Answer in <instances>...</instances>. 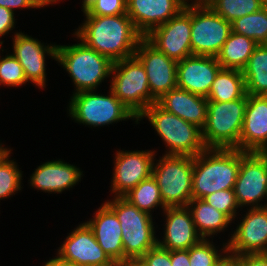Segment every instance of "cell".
Listing matches in <instances>:
<instances>
[{
    "mask_svg": "<svg viewBox=\"0 0 267 266\" xmlns=\"http://www.w3.org/2000/svg\"><path fill=\"white\" fill-rule=\"evenodd\" d=\"M209 6L229 22L263 8L260 0H214Z\"/></svg>",
    "mask_w": 267,
    "mask_h": 266,
    "instance_id": "obj_33",
    "label": "cell"
},
{
    "mask_svg": "<svg viewBox=\"0 0 267 266\" xmlns=\"http://www.w3.org/2000/svg\"><path fill=\"white\" fill-rule=\"evenodd\" d=\"M127 0H95L84 11L85 16H115L127 14Z\"/></svg>",
    "mask_w": 267,
    "mask_h": 266,
    "instance_id": "obj_36",
    "label": "cell"
},
{
    "mask_svg": "<svg viewBox=\"0 0 267 266\" xmlns=\"http://www.w3.org/2000/svg\"><path fill=\"white\" fill-rule=\"evenodd\" d=\"M3 43L4 41L0 40V49L4 52V49L1 48ZM7 54L3 58L0 56V85L18 87L26 84L28 81L23 67L12 54Z\"/></svg>",
    "mask_w": 267,
    "mask_h": 266,
    "instance_id": "obj_34",
    "label": "cell"
},
{
    "mask_svg": "<svg viewBox=\"0 0 267 266\" xmlns=\"http://www.w3.org/2000/svg\"><path fill=\"white\" fill-rule=\"evenodd\" d=\"M232 32L253 39L258 45L267 44V8L231 22Z\"/></svg>",
    "mask_w": 267,
    "mask_h": 266,
    "instance_id": "obj_30",
    "label": "cell"
},
{
    "mask_svg": "<svg viewBox=\"0 0 267 266\" xmlns=\"http://www.w3.org/2000/svg\"><path fill=\"white\" fill-rule=\"evenodd\" d=\"M127 15L137 31L147 36L156 27L168 22L186 5L185 0H127Z\"/></svg>",
    "mask_w": 267,
    "mask_h": 266,
    "instance_id": "obj_18",
    "label": "cell"
},
{
    "mask_svg": "<svg viewBox=\"0 0 267 266\" xmlns=\"http://www.w3.org/2000/svg\"><path fill=\"white\" fill-rule=\"evenodd\" d=\"M68 114L75 122L85 126L102 127L137 116L127 108L109 89V95L96 93V90L81 91L72 94Z\"/></svg>",
    "mask_w": 267,
    "mask_h": 266,
    "instance_id": "obj_7",
    "label": "cell"
},
{
    "mask_svg": "<svg viewBox=\"0 0 267 266\" xmlns=\"http://www.w3.org/2000/svg\"><path fill=\"white\" fill-rule=\"evenodd\" d=\"M219 266H237V261L235 258L228 257L224 262H222Z\"/></svg>",
    "mask_w": 267,
    "mask_h": 266,
    "instance_id": "obj_45",
    "label": "cell"
},
{
    "mask_svg": "<svg viewBox=\"0 0 267 266\" xmlns=\"http://www.w3.org/2000/svg\"><path fill=\"white\" fill-rule=\"evenodd\" d=\"M234 194L241 209L266 207L267 161L259 152L241 151V164L234 185Z\"/></svg>",
    "mask_w": 267,
    "mask_h": 266,
    "instance_id": "obj_12",
    "label": "cell"
},
{
    "mask_svg": "<svg viewBox=\"0 0 267 266\" xmlns=\"http://www.w3.org/2000/svg\"><path fill=\"white\" fill-rule=\"evenodd\" d=\"M226 21L210 6L191 3V49L193 55L217 56L231 33Z\"/></svg>",
    "mask_w": 267,
    "mask_h": 266,
    "instance_id": "obj_10",
    "label": "cell"
},
{
    "mask_svg": "<svg viewBox=\"0 0 267 266\" xmlns=\"http://www.w3.org/2000/svg\"><path fill=\"white\" fill-rule=\"evenodd\" d=\"M165 214V228L162 240L158 238V245L169 251L188 250L197 244L202 237L197 233L192 215L187 206L167 207Z\"/></svg>",
    "mask_w": 267,
    "mask_h": 266,
    "instance_id": "obj_21",
    "label": "cell"
},
{
    "mask_svg": "<svg viewBox=\"0 0 267 266\" xmlns=\"http://www.w3.org/2000/svg\"><path fill=\"white\" fill-rule=\"evenodd\" d=\"M267 161V145L259 152Z\"/></svg>",
    "mask_w": 267,
    "mask_h": 266,
    "instance_id": "obj_49",
    "label": "cell"
},
{
    "mask_svg": "<svg viewBox=\"0 0 267 266\" xmlns=\"http://www.w3.org/2000/svg\"><path fill=\"white\" fill-rule=\"evenodd\" d=\"M187 207L191 212L197 233L204 239L223 232L232 223L226 214L210 206L203 199H192Z\"/></svg>",
    "mask_w": 267,
    "mask_h": 266,
    "instance_id": "obj_25",
    "label": "cell"
},
{
    "mask_svg": "<svg viewBox=\"0 0 267 266\" xmlns=\"http://www.w3.org/2000/svg\"><path fill=\"white\" fill-rule=\"evenodd\" d=\"M267 145V96L248 95L239 150L260 152Z\"/></svg>",
    "mask_w": 267,
    "mask_h": 266,
    "instance_id": "obj_20",
    "label": "cell"
},
{
    "mask_svg": "<svg viewBox=\"0 0 267 266\" xmlns=\"http://www.w3.org/2000/svg\"><path fill=\"white\" fill-rule=\"evenodd\" d=\"M134 56L145 68L151 96L157 101L164 94L177 87V61L159 52L145 38Z\"/></svg>",
    "mask_w": 267,
    "mask_h": 266,
    "instance_id": "obj_15",
    "label": "cell"
},
{
    "mask_svg": "<svg viewBox=\"0 0 267 266\" xmlns=\"http://www.w3.org/2000/svg\"><path fill=\"white\" fill-rule=\"evenodd\" d=\"M7 147H3V144H0V158L8 151Z\"/></svg>",
    "mask_w": 267,
    "mask_h": 266,
    "instance_id": "obj_48",
    "label": "cell"
},
{
    "mask_svg": "<svg viewBox=\"0 0 267 266\" xmlns=\"http://www.w3.org/2000/svg\"><path fill=\"white\" fill-rule=\"evenodd\" d=\"M141 258L150 266H172L170 251L162 248L158 244L148 250Z\"/></svg>",
    "mask_w": 267,
    "mask_h": 266,
    "instance_id": "obj_37",
    "label": "cell"
},
{
    "mask_svg": "<svg viewBox=\"0 0 267 266\" xmlns=\"http://www.w3.org/2000/svg\"><path fill=\"white\" fill-rule=\"evenodd\" d=\"M43 266H76V265L62 262L59 259H57L56 257H54L52 259L47 260V262H45L43 264Z\"/></svg>",
    "mask_w": 267,
    "mask_h": 266,
    "instance_id": "obj_42",
    "label": "cell"
},
{
    "mask_svg": "<svg viewBox=\"0 0 267 266\" xmlns=\"http://www.w3.org/2000/svg\"><path fill=\"white\" fill-rule=\"evenodd\" d=\"M264 8H267V0H260Z\"/></svg>",
    "mask_w": 267,
    "mask_h": 266,
    "instance_id": "obj_50",
    "label": "cell"
},
{
    "mask_svg": "<svg viewBox=\"0 0 267 266\" xmlns=\"http://www.w3.org/2000/svg\"><path fill=\"white\" fill-rule=\"evenodd\" d=\"M81 171L79 167L60 159L47 161L35 169L29 183L32 188L59 194L80 182L83 176Z\"/></svg>",
    "mask_w": 267,
    "mask_h": 266,
    "instance_id": "obj_23",
    "label": "cell"
},
{
    "mask_svg": "<svg viewBox=\"0 0 267 266\" xmlns=\"http://www.w3.org/2000/svg\"><path fill=\"white\" fill-rule=\"evenodd\" d=\"M165 111L203 128L208 113L206 97L193 94L181 88H174L156 102Z\"/></svg>",
    "mask_w": 267,
    "mask_h": 266,
    "instance_id": "obj_24",
    "label": "cell"
},
{
    "mask_svg": "<svg viewBox=\"0 0 267 266\" xmlns=\"http://www.w3.org/2000/svg\"><path fill=\"white\" fill-rule=\"evenodd\" d=\"M94 214V217L85 223L109 258L117 266H124L122 229L116 214L105 203Z\"/></svg>",
    "mask_w": 267,
    "mask_h": 266,
    "instance_id": "obj_22",
    "label": "cell"
},
{
    "mask_svg": "<svg viewBox=\"0 0 267 266\" xmlns=\"http://www.w3.org/2000/svg\"><path fill=\"white\" fill-rule=\"evenodd\" d=\"M247 93L229 102L208 101V113L202 128L206 148L238 149L243 127Z\"/></svg>",
    "mask_w": 267,
    "mask_h": 266,
    "instance_id": "obj_6",
    "label": "cell"
},
{
    "mask_svg": "<svg viewBox=\"0 0 267 266\" xmlns=\"http://www.w3.org/2000/svg\"><path fill=\"white\" fill-rule=\"evenodd\" d=\"M11 149L0 158V200L9 198L22 189V171L17 162L9 160Z\"/></svg>",
    "mask_w": 267,
    "mask_h": 266,
    "instance_id": "obj_32",
    "label": "cell"
},
{
    "mask_svg": "<svg viewBox=\"0 0 267 266\" xmlns=\"http://www.w3.org/2000/svg\"><path fill=\"white\" fill-rule=\"evenodd\" d=\"M155 150L116 152L110 189L114 197H123L141 181L152 176Z\"/></svg>",
    "mask_w": 267,
    "mask_h": 266,
    "instance_id": "obj_13",
    "label": "cell"
},
{
    "mask_svg": "<svg viewBox=\"0 0 267 266\" xmlns=\"http://www.w3.org/2000/svg\"><path fill=\"white\" fill-rule=\"evenodd\" d=\"M241 150L206 148L193 157L192 197L204 199L216 191L233 190L239 167Z\"/></svg>",
    "mask_w": 267,
    "mask_h": 266,
    "instance_id": "obj_2",
    "label": "cell"
},
{
    "mask_svg": "<svg viewBox=\"0 0 267 266\" xmlns=\"http://www.w3.org/2000/svg\"><path fill=\"white\" fill-rule=\"evenodd\" d=\"M170 260L172 266H190L189 249L170 251Z\"/></svg>",
    "mask_w": 267,
    "mask_h": 266,
    "instance_id": "obj_41",
    "label": "cell"
},
{
    "mask_svg": "<svg viewBox=\"0 0 267 266\" xmlns=\"http://www.w3.org/2000/svg\"><path fill=\"white\" fill-rule=\"evenodd\" d=\"M10 9L0 6V38L15 28V17Z\"/></svg>",
    "mask_w": 267,
    "mask_h": 266,
    "instance_id": "obj_39",
    "label": "cell"
},
{
    "mask_svg": "<svg viewBox=\"0 0 267 266\" xmlns=\"http://www.w3.org/2000/svg\"><path fill=\"white\" fill-rule=\"evenodd\" d=\"M0 6L10 9L13 13L16 9L42 8L36 0H0Z\"/></svg>",
    "mask_w": 267,
    "mask_h": 266,
    "instance_id": "obj_40",
    "label": "cell"
},
{
    "mask_svg": "<svg viewBox=\"0 0 267 266\" xmlns=\"http://www.w3.org/2000/svg\"><path fill=\"white\" fill-rule=\"evenodd\" d=\"M221 68L215 56L186 57L177 63V87L207 97Z\"/></svg>",
    "mask_w": 267,
    "mask_h": 266,
    "instance_id": "obj_19",
    "label": "cell"
},
{
    "mask_svg": "<svg viewBox=\"0 0 267 266\" xmlns=\"http://www.w3.org/2000/svg\"><path fill=\"white\" fill-rule=\"evenodd\" d=\"M124 266H150L142 258H134L127 261Z\"/></svg>",
    "mask_w": 267,
    "mask_h": 266,
    "instance_id": "obj_43",
    "label": "cell"
},
{
    "mask_svg": "<svg viewBox=\"0 0 267 266\" xmlns=\"http://www.w3.org/2000/svg\"><path fill=\"white\" fill-rule=\"evenodd\" d=\"M205 200L210 206L226 214L232 221L237 217V210L240 206L237 203L234 190H221L207 195ZM237 209V210H236Z\"/></svg>",
    "mask_w": 267,
    "mask_h": 266,
    "instance_id": "obj_35",
    "label": "cell"
},
{
    "mask_svg": "<svg viewBox=\"0 0 267 266\" xmlns=\"http://www.w3.org/2000/svg\"><path fill=\"white\" fill-rule=\"evenodd\" d=\"M246 94L243 73L240 70L221 68L211 85L208 101L229 102Z\"/></svg>",
    "mask_w": 267,
    "mask_h": 266,
    "instance_id": "obj_27",
    "label": "cell"
},
{
    "mask_svg": "<svg viewBox=\"0 0 267 266\" xmlns=\"http://www.w3.org/2000/svg\"><path fill=\"white\" fill-rule=\"evenodd\" d=\"M93 1L95 0H83L82 2V11H84Z\"/></svg>",
    "mask_w": 267,
    "mask_h": 266,
    "instance_id": "obj_47",
    "label": "cell"
},
{
    "mask_svg": "<svg viewBox=\"0 0 267 266\" xmlns=\"http://www.w3.org/2000/svg\"><path fill=\"white\" fill-rule=\"evenodd\" d=\"M13 53L12 55L18 60L23 67L25 77L28 82L35 84L41 89L46 87V55L56 60L57 45H44L38 39L22 32L14 33Z\"/></svg>",
    "mask_w": 267,
    "mask_h": 266,
    "instance_id": "obj_17",
    "label": "cell"
},
{
    "mask_svg": "<svg viewBox=\"0 0 267 266\" xmlns=\"http://www.w3.org/2000/svg\"><path fill=\"white\" fill-rule=\"evenodd\" d=\"M85 17L84 23L72 34L79 42H84L113 63L134 56L144 37L127 14Z\"/></svg>",
    "mask_w": 267,
    "mask_h": 266,
    "instance_id": "obj_1",
    "label": "cell"
},
{
    "mask_svg": "<svg viewBox=\"0 0 267 266\" xmlns=\"http://www.w3.org/2000/svg\"><path fill=\"white\" fill-rule=\"evenodd\" d=\"M37 3L43 8L45 6H49L50 4L59 3L60 0H36Z\"/></svg>",
    "mask_w": 267,
    "mask_h": 266,
    "instance_id": "obj_44",
    "label": "cell"
},
{
    "mask_svg": "<svg viewBox=\"0 0 267 266\" xmlns=\"http://www.w3.org/2000/svg\"><path fill=\"white\" fill-rule=\"evenodd\" d=\"M257 46L253 39L231 31L216 58L222 68L242 71Z\"/></svg>",
    "mask_w": 267,
    "mask_h": 266,
    "instance_id": "obj_26",
    "label": "cell"
},
{
    "mask_svg": "<svg viewBox=\"0 0 267 266\" xmlns=\"http://www.w3.org/2000/svg\"><path fill=\"white\" fill-rule=\"evenodd\" d=\"M239 266H267V253H247L235 257Z\"/></svg>",
    "mask_w": 267,
    "mask_h": 266,
    "instance_id": "obj_38",
    "label": "cell"
},
{
    "mask_svg": "<svg viewBox=\"0 0 267 266\" xmlns=\"http://www.w3.org/2000/svg\"><path fill=\"white\" fill-rule=\"evenodd\" d=\"M214 0H194L192 3L202 6H209Z\"/></svg>",
    "mask_w": 267,
    "mask_h": 266,
    "instance_id": "obj_46",
    "label": "cell"
},
{
    "mask_svg": "<svg viewBox=\"0 0 267 266\" xmlns=\"http://www.w3.org/2000/svg\"><path fill=\"white\" fill-rule=\"evenodd\" d=\"M192 175L193 157L163 154L154 160L152 176L166 207H185L193 199Z\"/></svg>",
    "mask_w": 267,
    "mask_h": 266,
    "instance_id": "obj_8",
    "label": "cell"
},
{
    "mask_svg": "<svg viewBox=\"0 0 267 266\" xmlns=\"http://www.w3.org/2000/svg\"><path fill=\"white\" fill-rule=\"evenodd\" d=\"M168 58L181 61L192 56L191 49V2L168 22L153 29L144 37Z\"/></svg>",
    "mask_w": 267,
    "mask_h": 266,
    "instance_id": "obj_11",
    "label": "cell"
},
{
    "mask_svg": "<svg viewBox=\"0 0 267 266\" xmlns=\"http://www.w3.org/2000/svg\"><path fill=\"white\" fill-rule=\"evenodd\" d=\"M123 197L139 210L150 215H152L151 211L159 206L163 211L167 208L162 201L159 186L153 176L141 181Z\"/></svg>",
    "mask_w": 267,
    "mask_h": 266,
    "instance_id": "obj_29",
    "label": "cell"
},
{
    "mask_svg": "<svg viewBox=\"0 0 267 266\" xmlns=\"http://www.w3.org/2000/svg\"><path fill=\"white\" fill-rule=\"evenodd\" d=\"M227 241L232 258L247 253H267V206L247 209Z\"/></svg>",
    "mask_w": 267,
    "mask_h": 266,
    "instance_id": "obj_16",
    "label": "cell"
},
{
    "mask_svg": "<svg viewBox=\"0 0 267 266\" xmlns=\"http://www.w3.org/2000/svg\"><path fill=\"white\" fill-rule=\"evenodd\" d=\"M56 258L76 266H117L96 241L92 230L84 222L66 237L57 249Z\"/></svg>",
    "mask_w": 267,
    "mask_h": 266,
    "instance_id": "obj_14",
    "label": "cell"
},
{
    "mask_svg": "<svg viewBox=\"0 0 267 266\" xmlns=\"http://www.w3.org/2000/svg\"><path fill=\"white\" fill-rule=\"evenodd\" d=\"M143 118L148 119L166 144V155L194 157L206 149L201 128L165 111L157 103L151 104L137 117V124Z\"/></svg>",
    "mask_w": 267,
    "mask_h": 266,
    "instance_id": "obj_3",
    "label": "cell"
},
{
    "mask_svg": "<svg viewBox=\"0 0 267 266\" xmlns=\"http://www.w3.org/2000/svg\"><path fill=\"white\" fill-rule=\"evenodd\" d=\"M105 204L116 214L122 229L124 265L128 260L141 258L158 244L152 215L139 210L124 197H113Z\"/></svg>",
    "mask_w": 267,
    "mask_h": 266,
    "instance_id": "obj_5",
    "label": "cell"
},
{
    "mask_svg": "<svg viewBox=\"0 0 267 266\" xmlns=\"http://www.w3.org/2000/svg\"><path fill=\"white\" fill-rule=\"evenodd\" d=\"M222 245L223 248L218 250L219 248L215 247L213 241L202 238L189 248L190 266H219L229 257L227 242Z\"/></svg>",
    "mask_w": 267,
    "mask_h": 266,
    "instance_id": "obj_31",
    "label": "cell"
},
{
    "mask_svg": "<svg viewBox=\"0 0 267 266\" xmlns=\"http://www.w3.org/2000/svg\"><path fill=\"white\" fill-rule=\"evenodd\" d=\"M111 76L109 88L137 117L157 102L151 96L145 68L135 56L114 62Z\"/></svg>",
    "mask_w": 267,
    "mask_h": 266,
    "instance_id": "obj_9",
    "label": "cell"
},
{
    "mask_svg": "<svg viewBox=\"0 0 267 266\" xmlns=\"http://www.w3.org/2000/svg\"><path fill=\"white\" fill-rule=\"evenodd\" d=\"M242 73L248 95L267 96V44L255 48Z\"/></svg>",
    "mask_w": 267,
    "mask_h": 266,
    "instance_id": "obj_28",
    "label": "cell"
},
{
    "mask_svg": "<svg viewBox=\"0 0 267 266\" xmlns=\"http://www.w3.org/2000/svg\"><path fill=\"white\" fill-rule=\"evenodd\" d=\"M57 63L65 69L75 85L73 94L96 90L110 77L113 62L84 42L73 45H57Z\"/></svg>",
    "mask_w": 267,
    "mask_h": 266,
    "instance_id": "obj_4",
    "label": "cell"
}]
</instances>
